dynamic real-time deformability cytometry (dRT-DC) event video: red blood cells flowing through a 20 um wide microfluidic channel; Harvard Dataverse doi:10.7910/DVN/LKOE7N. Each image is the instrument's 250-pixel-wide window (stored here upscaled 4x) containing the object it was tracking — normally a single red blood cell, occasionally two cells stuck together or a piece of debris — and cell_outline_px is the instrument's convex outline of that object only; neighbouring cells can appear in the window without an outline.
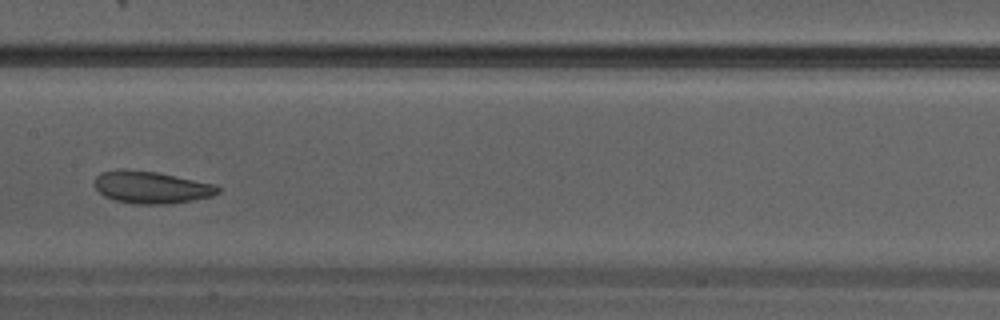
{"species": "Egyptian fruit bat (a non-hibernating species)", "species_latin": "Rousettus aegyptiacus", "temperature_condition": "warm", "stored_images_in_passage": 31, "camera_frame_rate_fps": 3000, "um_per_image_px": 0.085, "animal": {"sex": "male"}, "frame": {"image": 1, "passage_image": 14, "time_ms": 4.333, "image_size_px": [1000, 320], "cell_outline_px": [[220, 192], [212, 196], [192, 200], [168, 204], [136, 204], [116, 200], [104, 196], [92, 184], [96, 176], [100, 172], [156, 172], [216, 184], [220, 188]], "centroid_in_image_um": [12.91, 15.96], "position_along_channel_um": 194.5, "area_um2": 22.48}}
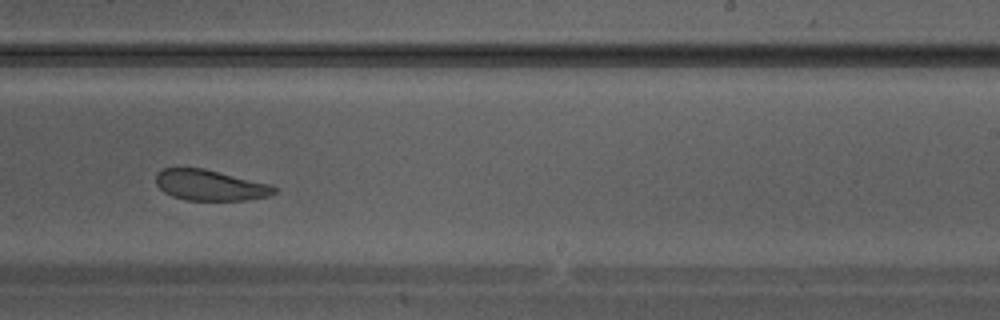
{"frame": {"image": 2, "passage_image": 18, "time_ms": 5.667, "image_size_px": [1000, 320], "cell_outline_px": [[276, 192], [268, 196], [244, 200], [184, 200], [172, 196], [164, 192], [156, 184], [156, 172], [164, 168], [204, 168], [272, 184], [276, 188]], "centroid_in_image_um": [17.85, 15.74], "position_along_channel_um": 271.1, "area_um2": 21.27}}